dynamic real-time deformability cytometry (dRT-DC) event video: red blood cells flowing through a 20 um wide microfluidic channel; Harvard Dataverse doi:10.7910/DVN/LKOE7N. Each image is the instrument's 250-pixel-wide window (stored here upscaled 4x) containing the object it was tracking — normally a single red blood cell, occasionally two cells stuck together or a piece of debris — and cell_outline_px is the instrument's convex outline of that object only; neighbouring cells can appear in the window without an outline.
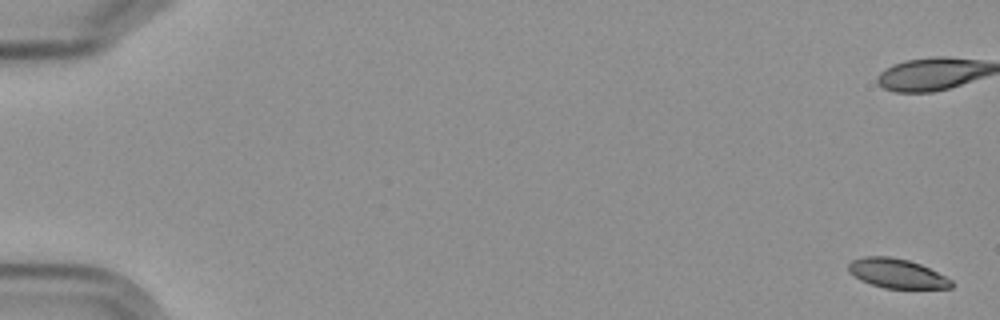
{"species": "Egyptian fruit bat (a non-hibernating species)", "species_latin": "Rousettus aegyptiacus", "temperature_condition": "cold", "stored_images_in_passage": 6, "camera_frame_rate_fps": 3000, "um_per_image_px": 0.085, "frame": {"image": 1, "passage_image": 1, "time_ms": 0.0, "image_size_px": [1000, 320], "cell_outline_px": [[952, 288], [884, 288], [860, 280], [848, 272], [848, 264], [852, 260], [864, 256], [888, 256], [908, 260], [920, 264], [952, 280]], "centroid_in_image_um": [76.19, 23.23], "position_along_channel_um": 8.8, "area_um2": 17.46}}